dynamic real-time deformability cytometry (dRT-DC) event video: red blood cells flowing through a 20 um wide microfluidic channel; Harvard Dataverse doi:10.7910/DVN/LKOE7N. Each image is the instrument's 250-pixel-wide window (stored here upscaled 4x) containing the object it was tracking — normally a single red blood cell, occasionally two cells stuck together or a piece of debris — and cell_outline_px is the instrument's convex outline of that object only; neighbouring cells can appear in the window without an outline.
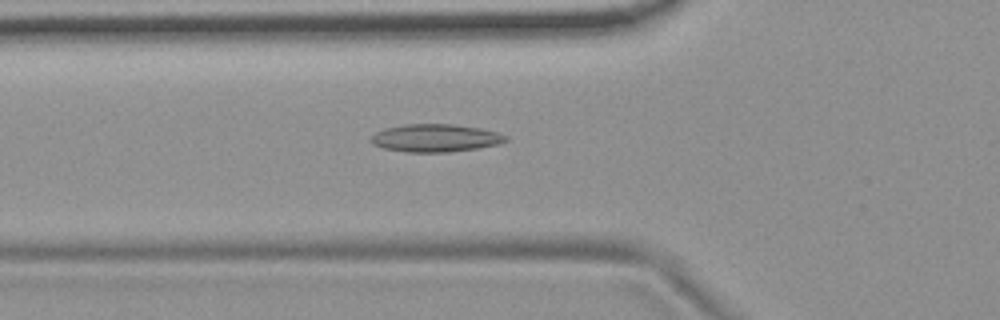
{"species": "common noctule bat (a hibernating species)", "species_latin": "Nyctalus noctula", "temperature_condition": "room temperature", "stored_images_in_passage": 54, "camera_frame_rate_fps": 3000, "um_per_image_px": 0.085, "animal": {"sex": "female", "body_mass_g": 19.9}, "frame": {"image": 1, "passage_image": 19, "time_ms": 6.0, "image_size_px": [1000, 320], "cell_outline_px": [[508, 140], [500, 144], [476, 148], [448, 152], [404, 152], [384, 148], [372, 144], [372, 136], [376, 132], [384, 128], [404, 124], [456, 124], [480, 128], [496, 132], [508, 136]], "centroid_in_image_um": [37.02, 11.73], "position_along_channel_um": 88.8, "area_um2": 21.85}}
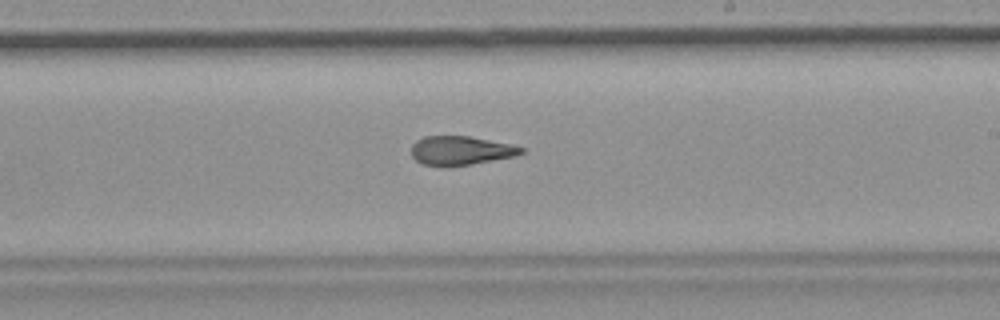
{"frame": {"image": 2, "passage_image": 32, "time_ms": 10.333, "image_size_px": [1000, 320], "cell_outline_px": [[524, 152], [516, 156], [472, 164], [444, 168], [424, 164], [416, 160], [412, 156], [412, 144], [416, 140], [424, 136], [468, 136], [512, 144], [524, 148]], "centroid_in_image_um": [39.15, 12.81], "position_along_channel_um": 249.8, "area_um2": 18.79}}
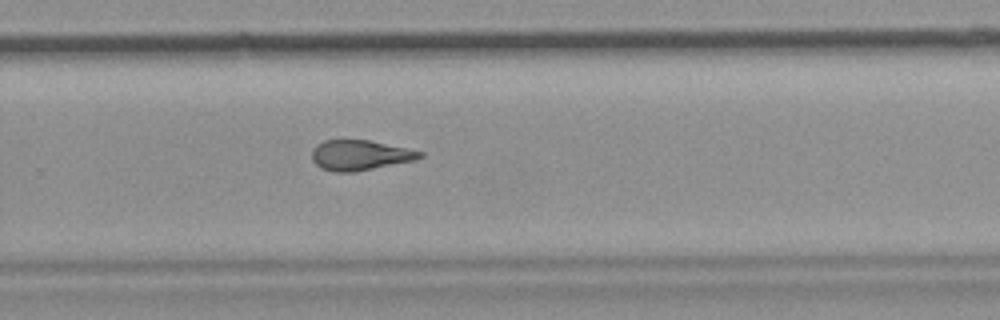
{"frame": {"image": 3, "passage_image": 36, "time_ms": 11.667, "image_size_px": [1000, 320], "cell_outline_px": [[424, 156], [416, 160], [356, 172], [336, 172], [320, 168], [312, 160], [312, 148], [316, 144], [324, 140], [368, 140], [408, 148], [424, 152]], "centroid_in_image_um": [30.6, 13.19], "position_along_channel_um": 299.2, "area_um2": 19.19}, "authors_computed_cell_mechanics": {"area_um2": 19.9988, "velocity_mm_per_s": 3.7147, "shape_relaxation_time_tau1_ms": null, "shape_relaxation_time_tau2_ms": 3.2882, "deformation_change_tau1": null, "deformation_change_tau2": 0.1223}}